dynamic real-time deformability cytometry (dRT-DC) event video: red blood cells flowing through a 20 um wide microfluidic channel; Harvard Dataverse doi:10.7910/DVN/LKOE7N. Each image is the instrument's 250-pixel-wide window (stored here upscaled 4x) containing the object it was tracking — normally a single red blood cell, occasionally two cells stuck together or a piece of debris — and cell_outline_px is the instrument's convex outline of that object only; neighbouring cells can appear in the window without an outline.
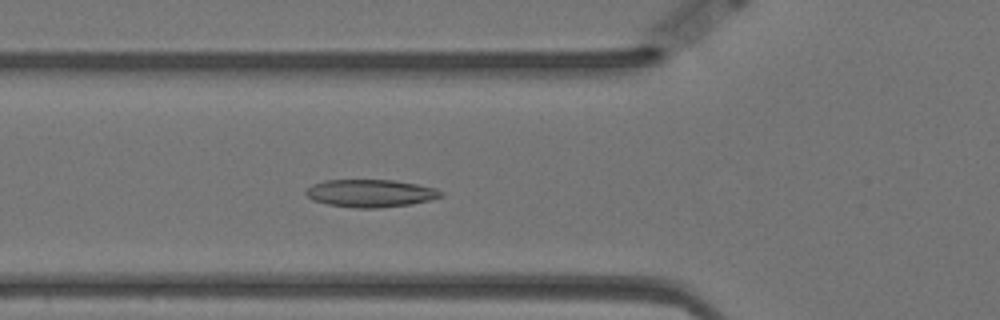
{"species": "Egyptian fruit bat (a non-hibernating species)", "species_latin": "Rousettus aegyptiacus", "temperature_condition": "warm", "stored_images_in_passage": 58, "camera_frame_rate_fps": 3000, "um_per_image_px": 0.085, "animal": {"sex": "female"}, "frame": {"image": 1, "passage_image": 20, "time_ms": 6.333, "image_size_px": [1000, 320], "cell_outline_px": [[444, 196], [412, 204], [380, 208], [356, 208], [328, 204], [312, 200], [304, 192], [312, 184], [324, 180], [392, 180], [416, 184], [436, 188], [444, 192]], "centroid_in_image_um": [31.5, 16.43], "position_along_channel_um": 94.3, "area_um2": 21.79}}
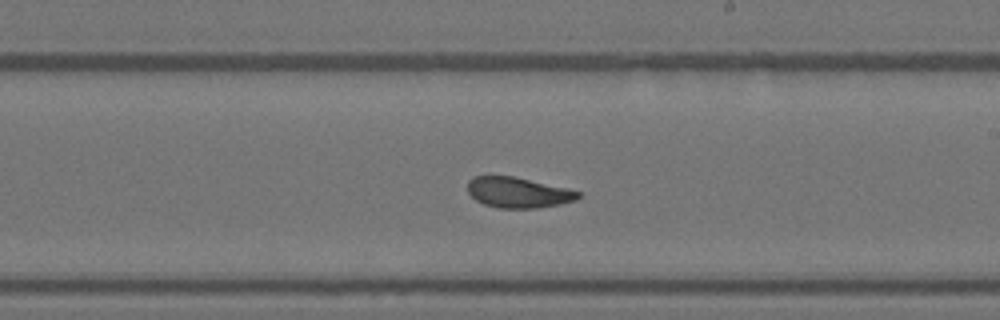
{"frame": {"image": 2, "passage_image": 33, "time_ms": 10.667, "image_size_px": [1000, 320], "cell_outline_px": [[580, 196], [576, 200], [560, 204], [536, 208], [500, 208], [484, 204], [476, 200], [468, 192], [468, 180], [472, 176], [512, 176], [568, 188], [580, 192]], "centroid_in_image_um": [44.04, 16.36], "position_along_channel_um": 245.0, "area_um2": 19.59}}
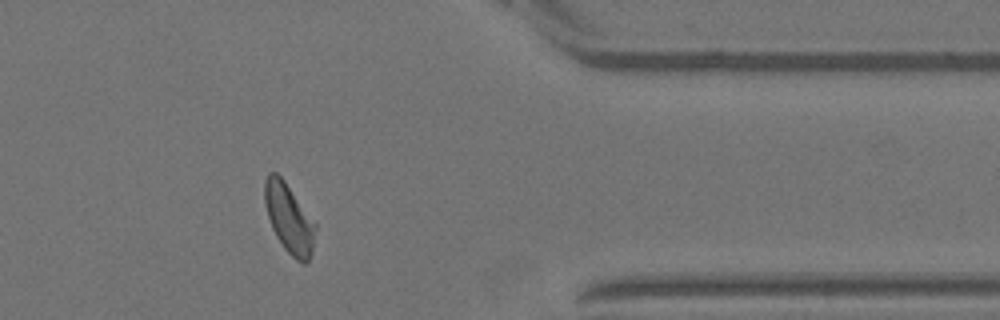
{"frame": {"image": 3, "passage_image": 47, "time_ms": 15.333, "image_size_px": [1000, 320], "cell_outline_px": [[316, 228], [312, 252], [308, 260], [304, 264], [296, 260], [284, 248], [276, 236], [272, 228], [264, 204], [264, 180], [268, 172], [276, 172], [284, 180], [316, 224]], "centroid_in_image_um": [24.55, 18.55], "position_along_channel_um": 386.9, "area_um2": 20.35}, "authors_computed_cell_mechanics": {"area_um2": 21.0103, "velocity_mm_per_s": 3.464, "shape_relaxation_time_tau1_ms": 4.5276, "shape_relaxation_time_tau2_ms": 1.852, "deformation_change_tau1": 0.1349, "deformation_change_tau2": 0.083}}